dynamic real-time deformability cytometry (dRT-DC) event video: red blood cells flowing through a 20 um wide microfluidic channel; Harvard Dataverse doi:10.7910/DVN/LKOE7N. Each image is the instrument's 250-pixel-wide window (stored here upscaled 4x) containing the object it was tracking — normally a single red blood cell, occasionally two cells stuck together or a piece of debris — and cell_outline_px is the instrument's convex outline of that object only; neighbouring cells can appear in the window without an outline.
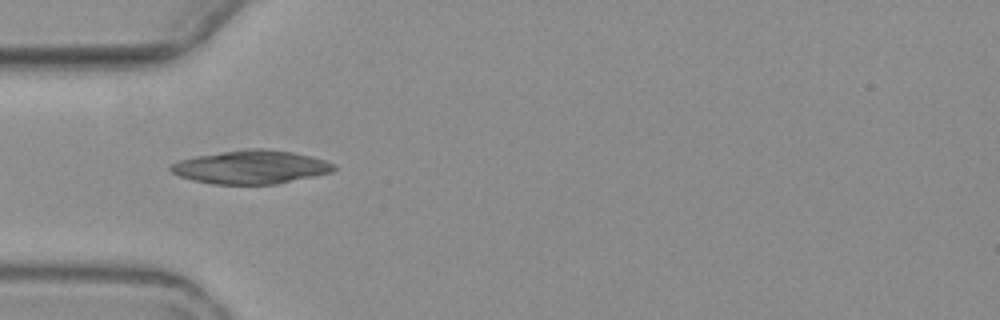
{"species": "common noctule bat (a hibernating species)", "species_latin": "Nyctalus noctula", "temperature_condition": "warm", "stored_images_in_passage": 2, "camera_frame_rate_fps": 3000, "um_per_image_px": 0.085, "animal": {"sex": "female", "body_mass_g": 19.3, "forearm_length_mm": 54.1}, "frame": {"image": 1, "passage_image": 1, "time_ms": 0.0, "image_size_px": [1000, 320], "cell_outline_px": [[336, 168], [332, 172], [276, 184], [212, 184], [192, 180], [180, 176], [172, 172], [168, 168], [172, 164], [180, 160], [196, 156], [248, 148], [264, 148], [292, 152], [312, 156], [336, 164]], "centroid_in_image_um": [21.35, 14.2], "position_along_channel_um": 63.7, "area_um2": 31.73}}
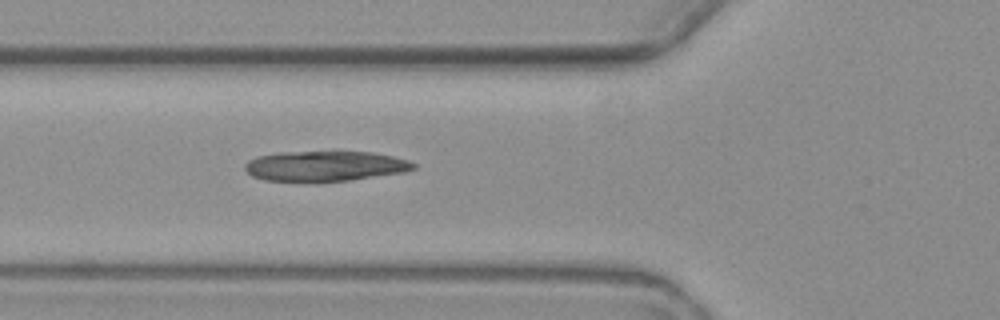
{"frame": {"image": 2, "passage_image": 2, "time_ms": 1.0, "image_size_px": [1000, 320], "cell_outline_px": [[416, 168], [404, 172], [348, 180], [264, 180], [252, 176], [244, 168], [244, 164], [248, 160], [260, 156], [280, 152], [372, 152], [392, 156], [408, 160], [416, 164]], "centroid_in_image_um": [27.64, 14.1], "position_along_channel_um": 98.2, "area_um2": 29.02}}